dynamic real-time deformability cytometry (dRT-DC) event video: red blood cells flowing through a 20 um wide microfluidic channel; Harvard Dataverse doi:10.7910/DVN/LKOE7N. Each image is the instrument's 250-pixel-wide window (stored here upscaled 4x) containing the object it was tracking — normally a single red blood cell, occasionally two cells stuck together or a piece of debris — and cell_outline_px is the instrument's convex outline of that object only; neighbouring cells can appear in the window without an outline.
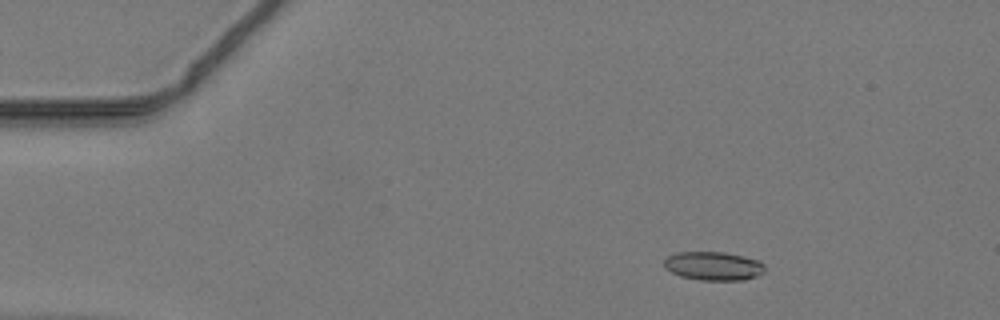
{"species": "common noctule bat (a hibernating species)", "species_latin": "Nyctalus noctula", "temperature_condition": "warm", "stored_images_in_passage": 49, "camera_frame_rate_fps": 3000, "um_per_image_px": 0.085, "animal": {"sex": "male", "body_mass_g": 19.2, "forearm_length_mm": 51.8}, "frame": {"image": 1, "passage_image": 8, "time_ms": 2.333, "image_size_px": [1000, 320], "cell_outline_px": [[764, 272], [756, 276], [744, 280], [700, 280], [680, 276], [664, 268], [664, 260], [668, 256], [676, 252], [724, 252], [744, 256], [760, 260], [764, 264]], "centroid_in_image_um": [60.64, 22.6], "position_along_channel_um": 24.4, "area_um2": 16.94}}
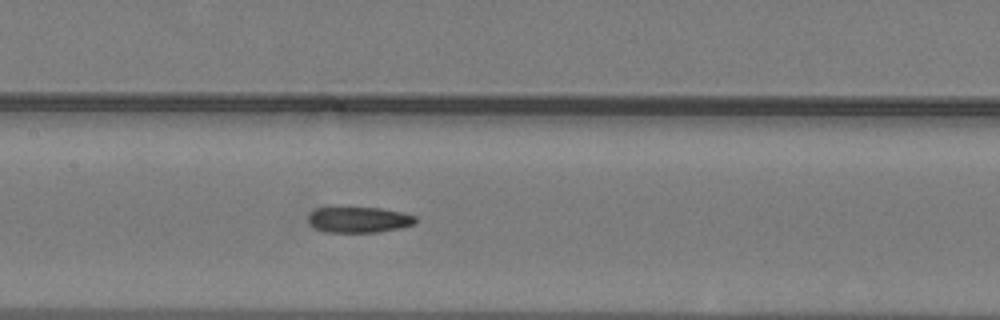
{"frame": {"image": 2, "passage_image": 24, "time_ms": 7.667, "image_size_px": [1000, 320], "cell_outline_px": [[416, 224], [400, 228], [376, 232], [324, 232], [308, 224], [308, 216], [316, 208], [380, 208], [400, 212], [416, 216]], "centroid_in_image_um": [30.5, 18.69], "position_along_channel_um": 176.9, "area_um2": 16.01}}
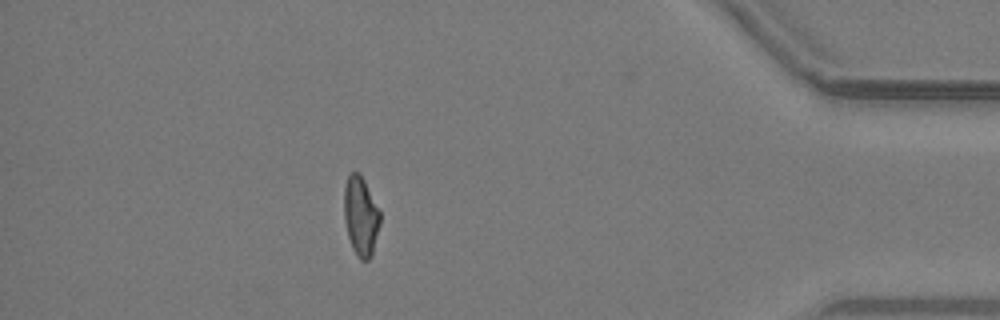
{"frame": {"image": 3, "passage_image": 43, "time_ms": 14.0, "image_size_px": [1000, 320], "cell_outline_px": [[380, 224], [372, 256], [368, 260], [360, 260], [356, 256], [352, 248], [348, 236], [344, 220], [344, 188], [348, 176], [352, 172], [360, 172], [380, 212]], "centroid_in_image_um": [30.66, 18.4], "position_along_channel_um": 404.5, "area_um2": 16.7}}